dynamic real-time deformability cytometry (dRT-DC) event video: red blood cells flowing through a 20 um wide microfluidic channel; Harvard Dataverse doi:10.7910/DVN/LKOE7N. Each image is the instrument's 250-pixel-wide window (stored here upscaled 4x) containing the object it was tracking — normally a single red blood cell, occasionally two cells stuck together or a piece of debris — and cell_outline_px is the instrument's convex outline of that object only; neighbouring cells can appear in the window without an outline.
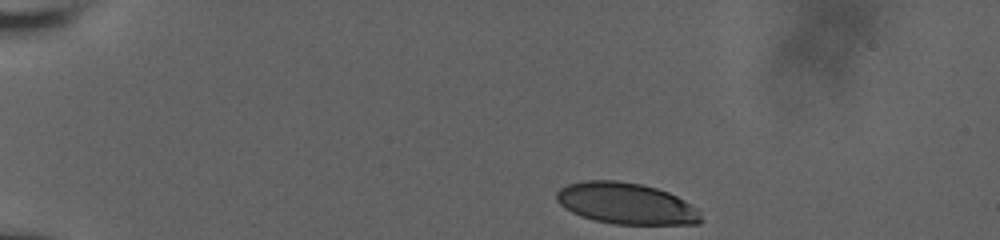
{"species": "human", "species_latin": "Homo sapiens", "temperature_condition": "room temperature", "stored_images_in_passage": 62, "camera_frame_rate_fps": 3000, "um_per_image_px": 0.085, "donor": {"sex": "male"}, "frame": {"image": 1, "passage_image": 1, "time_ms": 0.0, "image_size_px": [1000, 240], "cell_outline_px": [[704, 220], [696, 224], [616, 224], [596, 220], [580, 216], [564, 208], [556, 200], [556, 192], [560, 188], [568, 184], [584, 180], [616, 180], [644, 184], [668, 192], [684, 200], [696, 208]], "centroid_in_image_um": [53.21, 17.29], "position_along_channel_um": 31.8, "area_um2": 34.85}}
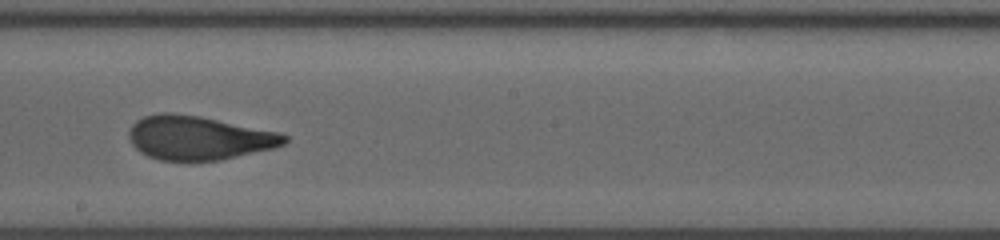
{"frame": {"image": 2, "passage_image": 36, "time_ms": 7.667, "image_size_px": [1000, 240], "cell_outline_px": [[288, 140], [284, 144], [272, 148], [220, 160], [192, 164], [188, 164], [160, 160], [148, 156], [140, 152], [132, 144], [128, 136], [128, 132], [132, 124], [136, 120], [144, 116], [160, 112], [168, 112], [200, 116], [280, 132], [288, 136]], "centroid_in_image_um": [16.85, 11.75], "position_along_channel_um": 231.4, "area_um2": 40.63}}
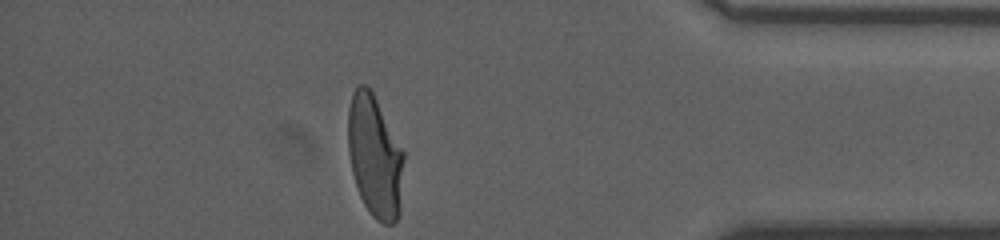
{"frame": {"image": 3, "passage_image": 62, "time_ms": 13.0, "image_size_px": [1000, 240], "cell_outline_px": [[404, 160], [400, 212], [396, 220], [392, 224], [384, 224], [376, 220], [372, 216], [364, 204], [360, 196], [352, 172], [348, 148], [348, 108], [352, 92], [356, 84], [364, 84], [372, 92], [404, 152]], "centroid_in_image_um": [31.85, 13.3], "position_along_channel_um": 403.3, "area_um2": 39.71}, "authors_computed_cell_mechanics": {"area_um2": 39.7086, "velocity_mm_per_s": 3.7644, "shape_relaxation_time_tau1_ms": 4.97, "shape_relaxation_time_tau2_ms": 0.7974, "deformation_change_tau1": 0.1995, "deformation_change_tau2": 0.0738}}